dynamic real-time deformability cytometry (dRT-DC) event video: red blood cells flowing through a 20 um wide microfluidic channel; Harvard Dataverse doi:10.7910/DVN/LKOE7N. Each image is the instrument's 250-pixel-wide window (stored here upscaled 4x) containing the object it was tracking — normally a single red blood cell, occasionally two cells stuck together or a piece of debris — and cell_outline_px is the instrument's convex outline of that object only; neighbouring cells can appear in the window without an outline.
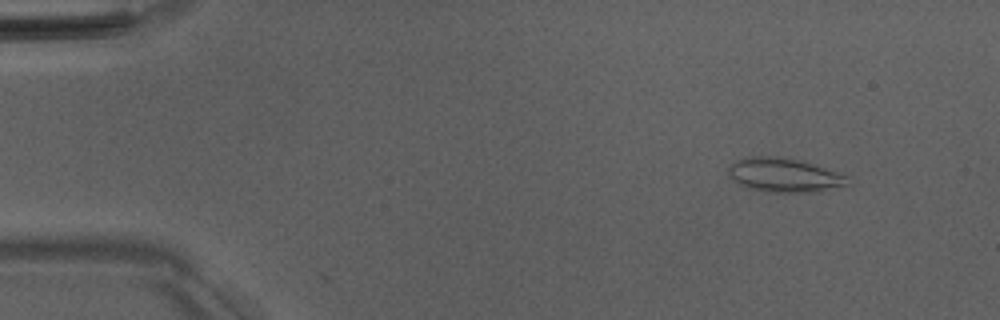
{"species": "Egyptian fruit bat (a non-hibernating species)", "species_latin": "Rousettus aegyptiacus", "temperature_condition": "room temperature", "stored_images_in_passage": 49, "camera_frame_rate_fps": 3000, "um_per_image_px": 0.085, "animal": {"sex": "male"}, "frame": {"image": 1, "passage_image": 3, "time_ms": 0.667, "image_size_px": [1000, 320], "cell_outline_px": [[848, 184], [820, 192], [768, 192], [752, 188], [728, 176], [728, 168], [736, 160], [752, 156], [776, 156], [796, 160], [824, 168], [848, 176]], "centroid_in_image_um": [66.67, 14.89], "position_along_channel_um": 18.3, "area_um2": 23.06}}
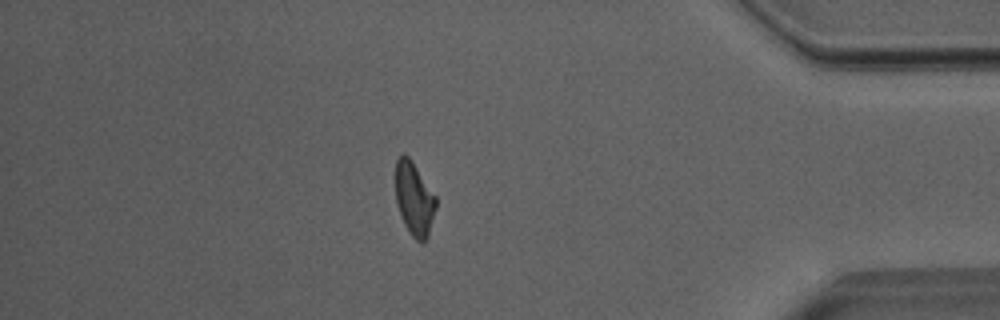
{"frame": {"image": 2, "passage_image": 42, "time_ms": 13.667, "image_size_px": [1000, 320], "cell_outline_px": [[436, 208], [428, 236], [424, 244], [420, 244], [408, 232], [404, 224], [396, 200], [396, 160], [404, 152], [408, 156], [436, 196]], "centroid_in_image_um": [35.22, 16.94], "position_along_channel_um": 400.0, "area_um2": 17.22}}
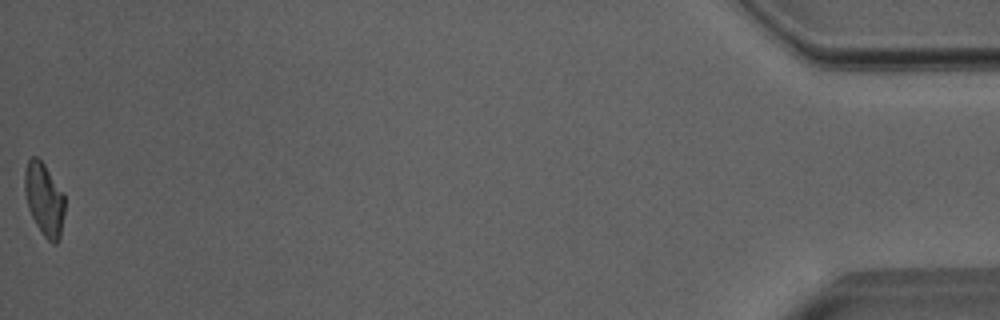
{"frame": {"image": 3, "passage_image": 49, "time_ms": 16.0, "image_size_px": [1000, 320], "cell_outline_px": [[64, 212], [60, 236], [56, 244], [52, 244], [44, 236], [36, 224], [28, 208], [24, 192], [24, 172], [28, 160], [32, 156], [36, 156], [44, 164], [64, 192]], "centroid_in_image_um": [3.75, 16.92], "position_along_channel_um": 431.4, "area_um2": 17.05}, "authors_computed_cell_mechanics": {"area_um2": 18.207, "velocity_mm_per_s": 4.0137, "shape_relaxation_time_tau1_ms": null, "shape_relaxation_time_tau2_ms": 2.2642, "deformation_change_tau1": null, "deformation_change_tau2": 0.1105}}